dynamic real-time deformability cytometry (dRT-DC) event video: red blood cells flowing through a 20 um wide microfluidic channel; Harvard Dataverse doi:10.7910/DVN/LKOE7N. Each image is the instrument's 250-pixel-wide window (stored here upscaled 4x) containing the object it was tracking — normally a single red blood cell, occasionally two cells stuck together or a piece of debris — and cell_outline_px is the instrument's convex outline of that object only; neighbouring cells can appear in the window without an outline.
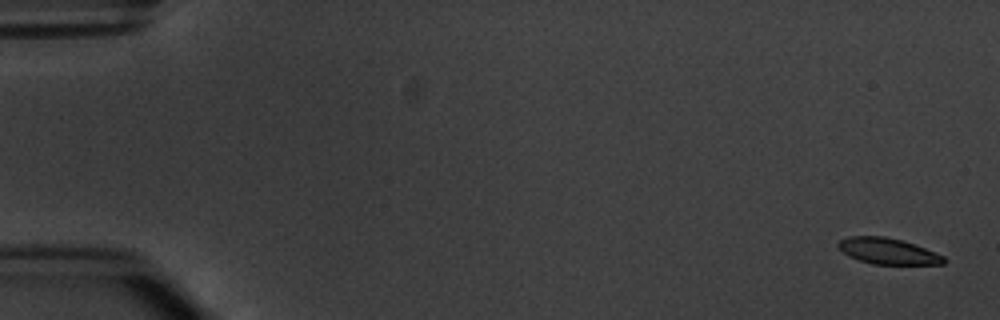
{"species": "common noctule bat (a hibernating species)", "species_latin": "Nyctalus noctula", "temperature_condition": "warm", "stored_images_in_passage": 10, "camera_frame_rate_fps": 3000, "um_per_image_px": 0.085, "animal": {"sex": "male", "body_mass_g": 20.1, "forearm_length_mm": 53.5}, "frame": {"image": 1, "passage_image": 1, "time_ms": 0.0, "image_size_px": [1000, 320], "cell_outline_px": [[948, 260], [944, 264], [872, 264], [848, 256], [836, 244], [840, 240], [848, 236], [884, 236], [900, 240], [936, 252], [944, 256]], "centroid_in_image_um": [75.48, 21.35], "position_along_channel_um": 9.5, "area_um2": 15.9}}